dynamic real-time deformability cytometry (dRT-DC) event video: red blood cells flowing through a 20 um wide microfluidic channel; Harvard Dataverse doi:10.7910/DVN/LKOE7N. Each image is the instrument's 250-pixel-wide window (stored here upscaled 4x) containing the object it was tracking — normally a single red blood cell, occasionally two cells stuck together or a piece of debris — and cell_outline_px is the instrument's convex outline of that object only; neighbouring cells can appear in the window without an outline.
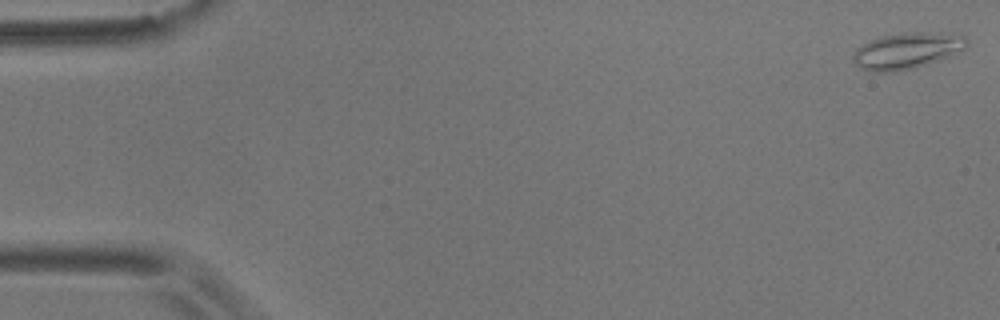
{"species": "common noctule bat (a hibernating species)", "species_latin": "Nyctalus noctula", "temperature_condition": "room temperature", "stored_images_in_passage": 13, "camera_frame_rate_fps": 3000, "um_per_image_px": 0.085, "animal": {"sex": "male", "body_mass_g": 17.9}, "frame": {"image": 1, "passage_image": 1, "time_ms": 0.0, "image_size_px": [1000, 320], "cell_outline_px": [[968, 48], [952, 56], [940, 60], [912, 68], [896, 72], [872, 72], [860, 68], [852, 60], [852, 56], [856, 48], [868, 40], [880, 36], [900, 32], [960, 32], [968, 40]], "centroid_in_image_um": [77.14, 4.28], "position_along_channel_um": 7.9, "area_um2": 24.85}}